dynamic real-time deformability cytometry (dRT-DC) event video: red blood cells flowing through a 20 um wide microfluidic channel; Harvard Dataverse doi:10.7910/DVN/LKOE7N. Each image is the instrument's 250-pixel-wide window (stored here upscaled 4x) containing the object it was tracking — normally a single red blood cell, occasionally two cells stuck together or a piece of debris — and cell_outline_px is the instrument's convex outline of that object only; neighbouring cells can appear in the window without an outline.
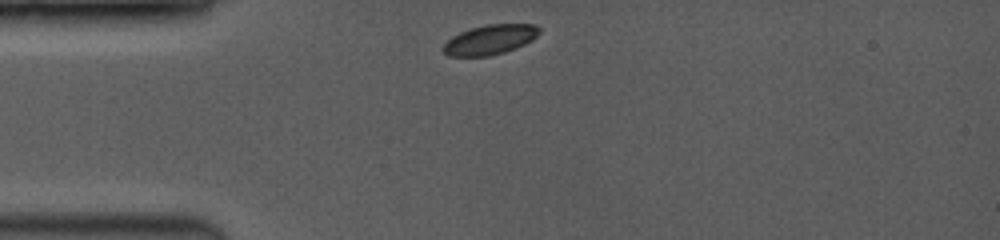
{"species": "common noctule bat (a hibernating species)", "species_latin": "Nyctalus noctula", "temperature_condition": "room temperature", "stored_images_in_passage": 2, "camera_frame_rate_fps": 3500, "um_per_image_px": 0.085, "animal": {"sex": "female", "body_mass_g": 19.0, "forearm_length_mm": 53.3}, "frame": {"image": 1, "passage_image": 1, "time_ms": 0.0, "image_size_px": [1000, 240], "cell_outline_px": [[540, 32], [532, 40], [524, 44], [504, 52], [488, 56], [448, 56], [440, 48], [452, 36], [460, 32], [472, 28], [488, 24], [536, 24], [540, 28]], "centroid_in_image_um": [41.64, 3.37], "position_along_channel_um": 43.4, "area_um2": 16.59}}